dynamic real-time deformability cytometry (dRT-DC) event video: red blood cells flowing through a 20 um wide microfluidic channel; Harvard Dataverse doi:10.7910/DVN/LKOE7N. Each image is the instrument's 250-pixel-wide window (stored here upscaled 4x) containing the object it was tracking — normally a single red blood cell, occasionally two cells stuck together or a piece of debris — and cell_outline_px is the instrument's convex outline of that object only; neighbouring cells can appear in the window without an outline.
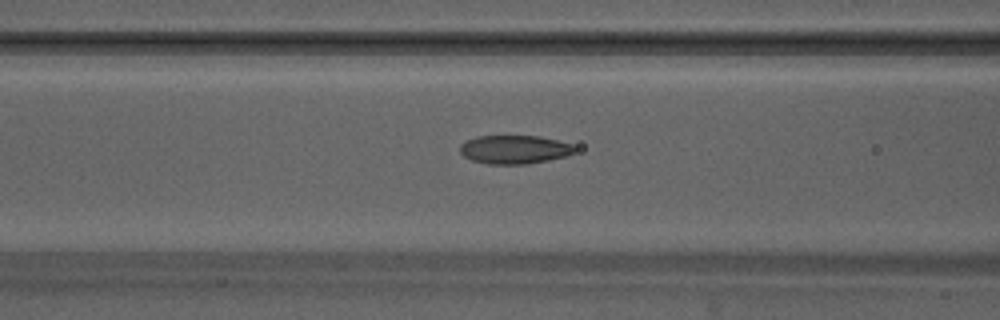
{"species": "Egyptian fruit bat (a non-hibernating species)", "species_latin": "Rousettus aegyptiacus", "temperature_condition": "warm", "stored_images_in_passage": 50, "camera_frame_rate_fps": 3000, "um_per_image_px": 0.085, "animal": {"sex": "male"}, "frame": {"image": 1, "passage_image": 21, "time_ms": 6.667, "image_size_px": [1000, 320], "cell_outline_px": [[576, 148], [568, 156], [548, 160], [524, 164], [488, 164], [472, 160], [464, 156], [460, 152], [460, 144], [476, 136], [540, 136], [572, 144]], "centroid_in_image_um": [43.72, 12.7], "position_along_channel_um": 122.9, "area_um2": 19.02}}
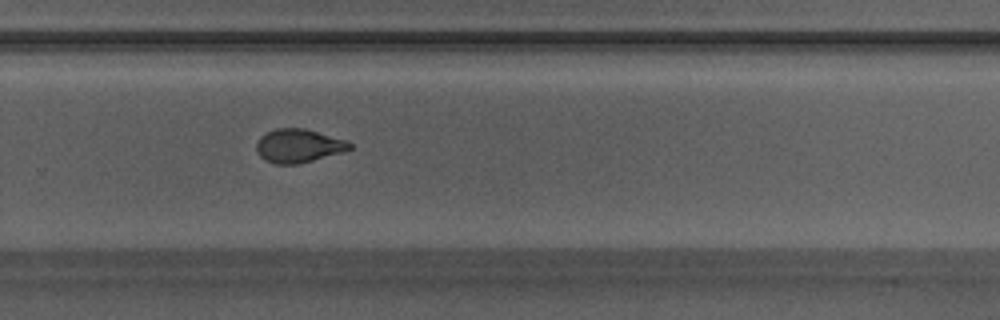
{"frame": {"image": 2, "passage_image": 34, "time_ms": 11.0, "image_size_px": [1000, 320], "cell_outline_px": [[352, 148], [344, 152], [296, 164], [276, 164], [264, 160], [256, 152], [256, 144], [260, 136], [264, 132], [276, 128], [304, 128], [344, 140], [352, 144]], "centroid_in_image_um": [25.32, 12.39], "position_along_channel_um": 304.5, "area_um2": 18.21}}
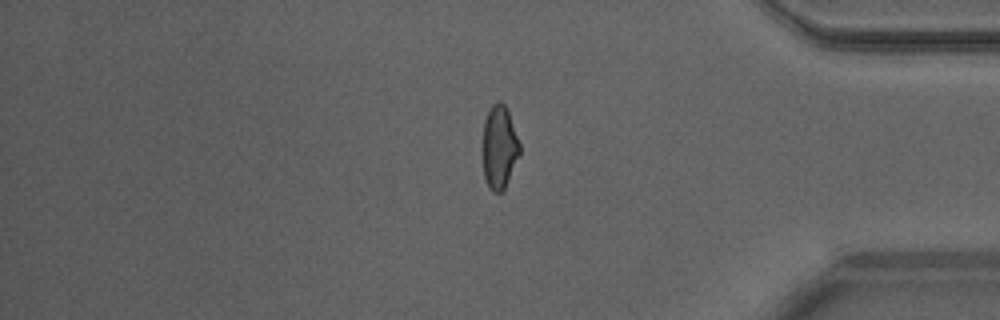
{"frame": {"image": 3, "passage_image": 42, "time_ms": 13.667, "image_size_px": [1000, 320], "cell_outline_px": [[520, 152], [504, 188], [500, 192], [492, 192], [488, 188], [484, 176], [484, 120], [492, 104], [496, 100], [500, 100], [508, 108], [520, 144]], "centroid_in_image_um": [42.45, 12.46], "position_along_channel_um": 392.7, "area_um2": 17.74}, "authors_computed_cell_mechanics": {"area_um2": 19.0162, "velocity_mm_per_s": 4.195, "shape_relaxation_time_tau1_ms": 6.5277, "shape_relaxation_time_tau2_ms": 1.4708, "deformation_change_tau1": 0.1958, "deformation_change_tau2": 0.0767}}